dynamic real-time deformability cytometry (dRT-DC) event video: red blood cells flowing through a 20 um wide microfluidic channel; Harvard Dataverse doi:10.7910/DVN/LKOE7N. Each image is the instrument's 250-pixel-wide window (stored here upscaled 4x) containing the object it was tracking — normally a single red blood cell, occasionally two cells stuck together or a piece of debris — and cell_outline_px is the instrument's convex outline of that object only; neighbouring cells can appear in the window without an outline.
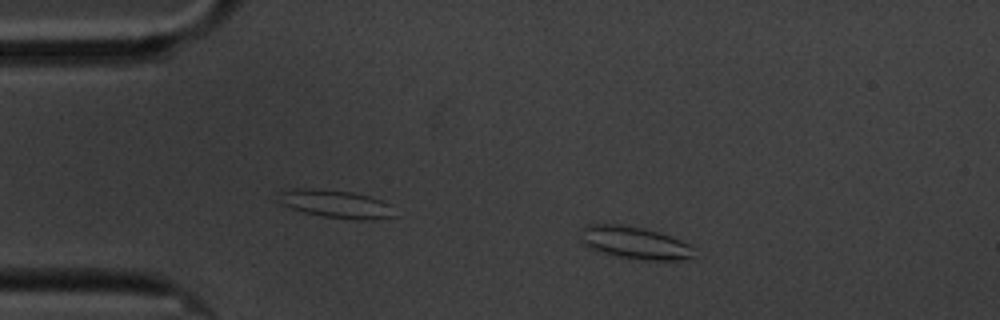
{"species": "common noctule bat (a hibernating species)", "species_latin": "Nyctalus noctula", "temperature_condition": "cold", "stored_images_in_passage": 5, "camera_frame_rate_fps": 3000, "um_per_image_px": 0.085, "animal": {"sex": "male", "body_mass_g": 20.1, "forearm_length_mm": 53.5}, "frame": {"image": 1, "passage_image": 2, "time_ms": 1.333, "image_size_px": [1000, 320], "cell_outline_px": [[696, 256], [684, 260], [632, 260], [600, 252], [588, 248], [580, 240], [580, 228], [588, 224], [620, 224], [640, 228], [656, 232], [680, 240], [696, 248]], "centroid_in_image_um": [53.93, 20.66], "position_along_channel_um": 31.1, "area_um2": 21.79}}
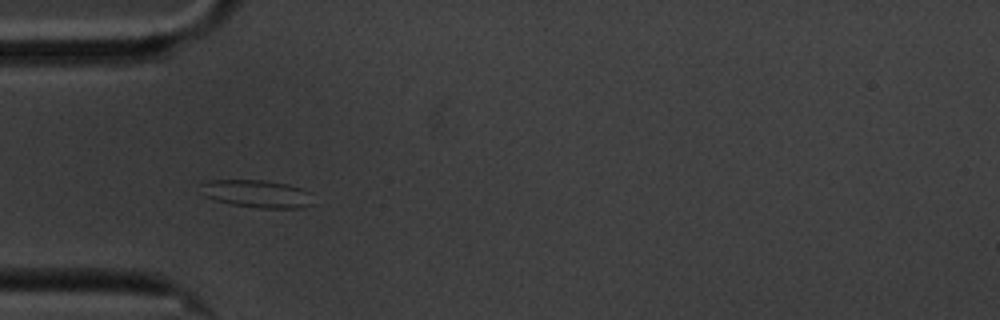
{"frame": {"image": 2, "passage_image": 4, "time_ms": 3.667, "image_size_px": [1000, 320], "cell_outline_px": [[316, 204], [300, 208], [260, 208], [228, 204], [204, 196], [196, 192], [200, 184], [208, 180], [264, 180], [288, 184], [312, 192]], "centroid_in_image_um": [21.83, 16.47], "position_along_channel_um": 63.2, "area_um2": 18.79}}
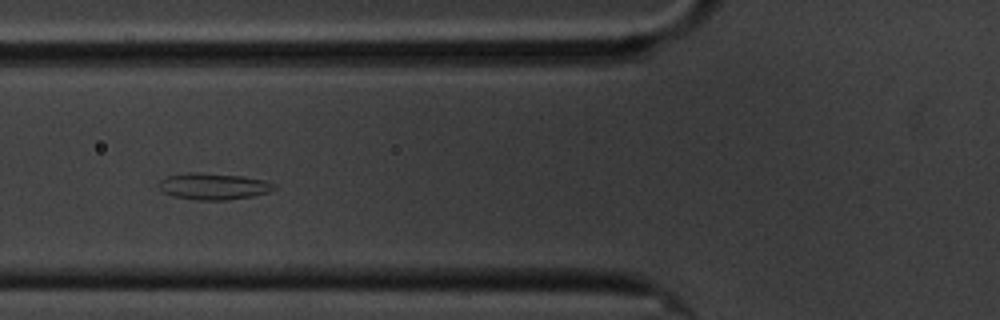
{"frame": {"image": 3, "passage_image": 5, "time_ms": 5.0, "image_size_px": [1000, 320], "cell_outline_px": [[276, 188], [268, 192], [252, 196], [224, 200], [196, 200], [172, 196], [164, 192], [160, 188], [160, 180], [168, 176], [188, 172], [196, 172], [244, 176], [264, 180], [276, 184]], "centroid_in_image_um": [18.16, 15.83], "position_along_channel_um": 107.6, "area_um2": 17.74}}